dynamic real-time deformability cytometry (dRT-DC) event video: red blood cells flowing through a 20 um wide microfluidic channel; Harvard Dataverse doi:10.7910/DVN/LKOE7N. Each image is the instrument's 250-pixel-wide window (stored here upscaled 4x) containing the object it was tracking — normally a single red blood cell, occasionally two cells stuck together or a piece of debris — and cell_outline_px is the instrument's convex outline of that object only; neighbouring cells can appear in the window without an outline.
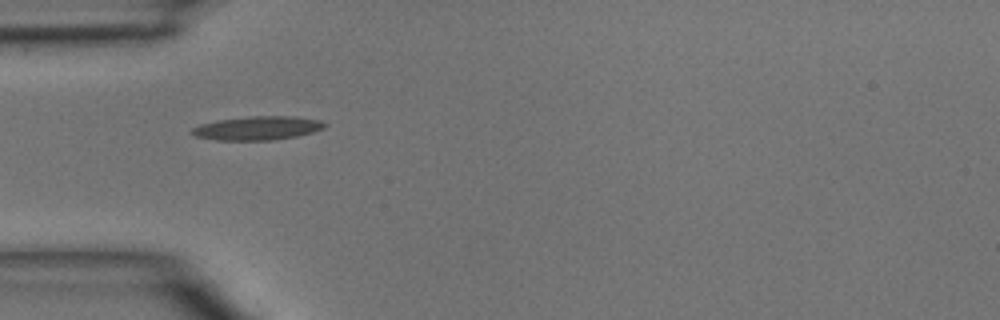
{"species": "common noctule bat (a hibernating species)", "species_latin": "Nyctalus noctula", "temperature_condition": "room temperature", "stored_images_in_passage": 33, "camera_frame_rate_fps": 3000, "um_per_image_px": 0.085, "animal": {"sex": "male", "body_mass_g": 15.6}, "frame": {"image": 1, "passage_image": 1, "time_ms": 0.0, "image_size_px": [1000, 320], "cell_outline_px": [[328, 124], [324, 128], [312, 132], [296, 136], [272, 140], [216, 140], [196, 136], [192, 132], [192, 128], [200, 124], [220, 120], [252, 116], [296, 116], [320, 120]], "centroid_in_image_um": [21.93, 10.88], "position_along_channel_um": 63.1, "area_um2": 18.21}}
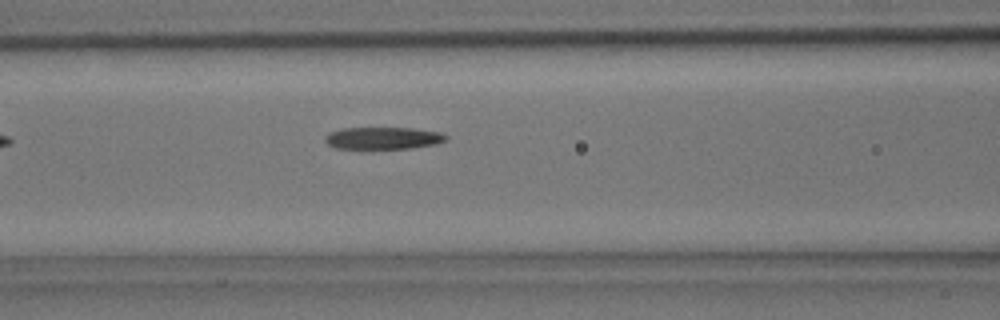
{"frame": {"image": 2, "passage_image": 6, "time_ms": 1.667, "image_size_px": [1000, 320], "cell_outline_px": [[448, 140], [436, 144], [412, 148], [336, 148], [328, 144], [324, 140], [324, 136], [328, 132], [344, 128], [412, 128], [440, 132], [448, 136]], "centroid_in_image_um": [32.58, 11.73], "position_along_channel_um": 134.0, "area_um2": 15.61}}